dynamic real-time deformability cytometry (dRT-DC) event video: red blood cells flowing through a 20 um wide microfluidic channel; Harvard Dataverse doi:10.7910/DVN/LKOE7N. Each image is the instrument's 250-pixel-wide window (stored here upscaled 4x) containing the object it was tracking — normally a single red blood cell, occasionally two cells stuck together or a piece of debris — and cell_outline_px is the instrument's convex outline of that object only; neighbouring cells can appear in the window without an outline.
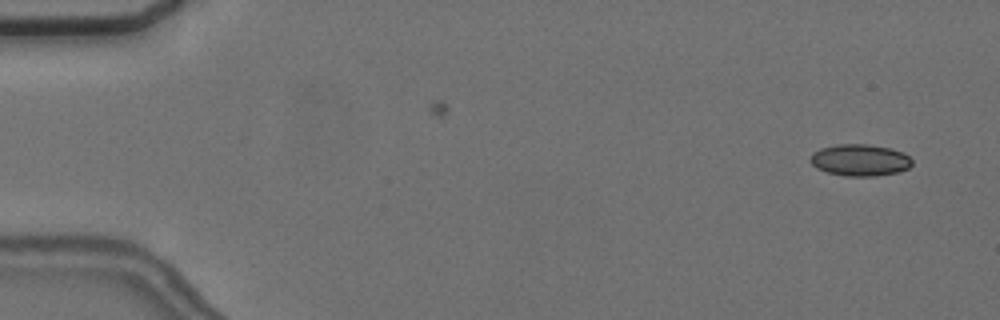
{"species": "common noctule bat (a hibernating species)", "species_latin": "Nyctalus noctula", "temperature_condition": "cold", "stored_images_in_passage": 2, "camera_frame_rate_fps": 3000, "um_per_image_px": 0.085, "animal": {"sex": "female", "body_mass_g": 24.6, "forearm_length_mm": 56.2}, "frame": {"image": 1, "passage_image": 2, "time_ms": 2.333, "image_size_px": [1000, 320], "cell_outline_px": [[912, 164], [908, 168], [896, 172], [876, 176], [844, 176], [828, 172], [816, 168], [808, 160], [812, 152], [820, 148], [836, 144], [868, 144], [892, 148], [904, 152], [912, 160]], "centroid_in_image_um": [73.07, 13.59], "position_along_channel_um": 11.9, "area_um2": 19.02}}